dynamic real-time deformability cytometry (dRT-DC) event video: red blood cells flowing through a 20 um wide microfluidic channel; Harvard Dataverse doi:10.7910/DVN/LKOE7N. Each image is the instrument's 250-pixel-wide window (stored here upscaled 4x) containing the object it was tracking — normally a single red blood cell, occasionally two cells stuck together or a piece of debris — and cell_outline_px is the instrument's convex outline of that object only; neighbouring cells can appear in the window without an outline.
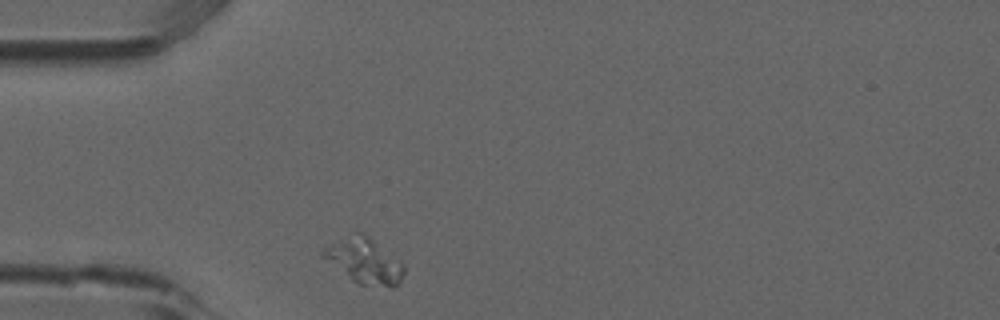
{"species": "common noctule bat (a hibernating species)", "species_latin": "Nyctalus noctula", "temperature_condition": "room temperature", "stored_images_in_passage": 1, "camera_frame_rate_fps": 3000, "um_per_image_px": 0.085, "animal": {"sex": "male", "forearm_length_mm": 52.5}, "frame": {"image": 1, "passage_image": 1, "time_ms": 0.0, "image_size_px": [1000, 320], "cell_outline_px": [[404, 272], [400, 280], [392, 288], [360, 284], [352, 280], [320, 256], [320, 252], [324, 248], [332, 244], [360, 232], [364, 232], [400, 260], [404, 264]], "centroid_in_image_um": [30.99, 22.19], "position_along_channel_um": 54.0, "area_um2": 20.92}}